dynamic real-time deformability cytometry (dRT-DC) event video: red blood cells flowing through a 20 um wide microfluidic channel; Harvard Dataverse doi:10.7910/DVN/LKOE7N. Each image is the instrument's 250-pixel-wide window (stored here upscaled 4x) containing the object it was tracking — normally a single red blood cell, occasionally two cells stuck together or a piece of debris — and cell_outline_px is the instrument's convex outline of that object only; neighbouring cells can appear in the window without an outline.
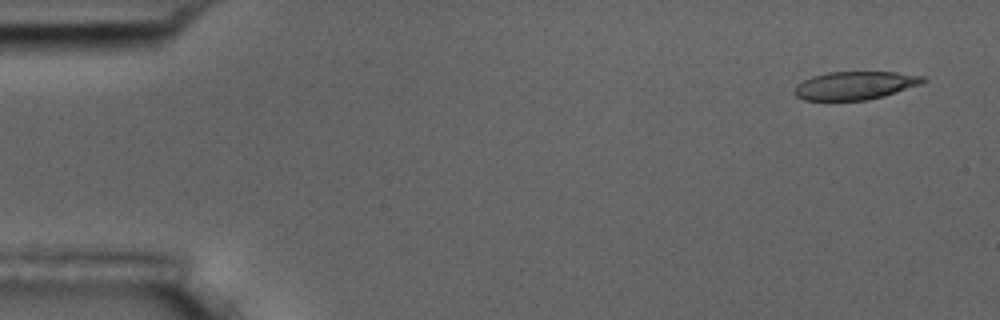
{"species": "common noctule bat (a hibernating species)", "species_latin": "Nyctalus noctula", "temperature_condition": "room temperature", "stored_images_in_passage": 6, "camera_frame_rate_fps": 3000, "um_per_image_px": 0.085, "animal": {"sex": "male", "body_mass_g": 17.5, "forearm_length_mm": 52.3}, "frame": {"image": 1, "passage_image": 1, "time_ms": 0.0, "image_size_px": [1000, 320], "cell_outline_px": [[928, 80], [920, 84], [884, 96], [868, 100], [804, 100], [796, 96], [792, 92], [796, 84], [812, 76], [828, 72], [896, 72], [924, 76]], "centroid_in_image_um": [72.65, 7.26], "position_along_channel_um": 12.3, "area_um2": 21.15}}
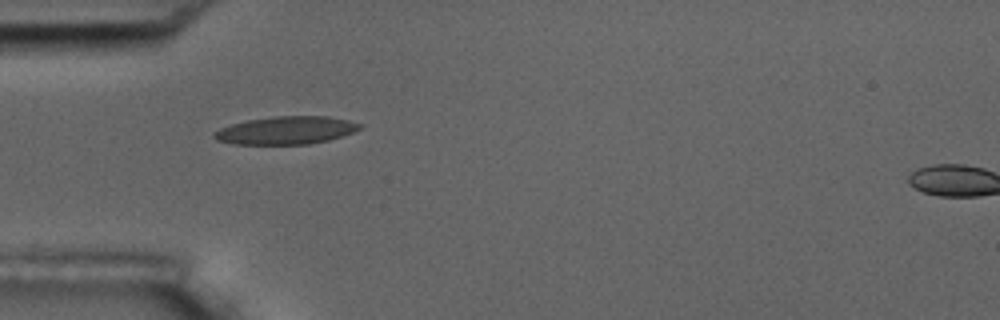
{"frame": {"image": 2, "passage_image": 5, "time_ms": 4.667, "image_size_px": [1000, 320], "cell_outline_px": [[364, 124], [360, 128], [352, 132], [328, 140], [308, 144], [232, 144], [216, 140], [212, 136], [212, 132], [220, 128], [232, 124], [248, 120], [276, 116], [328, 116], [348, 120]], "centroid_in_image_um": [24.28, 11.08], "position_along_channel_um": 60.7, "area_um2": 23.58}}